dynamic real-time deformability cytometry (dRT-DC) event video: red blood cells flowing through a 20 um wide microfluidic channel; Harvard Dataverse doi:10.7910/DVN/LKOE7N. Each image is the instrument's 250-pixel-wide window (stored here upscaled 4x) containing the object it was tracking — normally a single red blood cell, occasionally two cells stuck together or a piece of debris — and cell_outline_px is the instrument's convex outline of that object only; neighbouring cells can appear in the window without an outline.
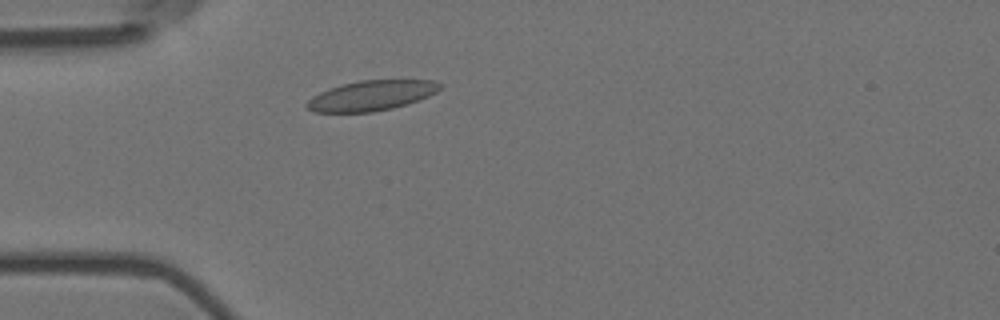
{"species": "Egyptian fruit bat (a non-hibernating species)", "species_latin": "Rousettus aegyptiacus", "temperature_condition": "room temperature", "stored_images_in_passage": 1, "camera_frame_rate_fps": 3000, "um_per_image_px": 0.085, "animal": {"sex": "female"}, "frame": {"image": 1, "passage_image": 1, "time_ms": 0.0, "image_size_px": [1000, 320], "cell_outline_px": [[444, 84], [436, 92], [428, 96], [392, 108], [372, 112], [312, 112], [304, 108], [304, 104], [312, 96], [328, 88], [360, 80], [432, 80]], "centroid_in_image_um": [31.51, 8.12], "position_along_channel_um": 53.5, "area_um2": 23.29}}